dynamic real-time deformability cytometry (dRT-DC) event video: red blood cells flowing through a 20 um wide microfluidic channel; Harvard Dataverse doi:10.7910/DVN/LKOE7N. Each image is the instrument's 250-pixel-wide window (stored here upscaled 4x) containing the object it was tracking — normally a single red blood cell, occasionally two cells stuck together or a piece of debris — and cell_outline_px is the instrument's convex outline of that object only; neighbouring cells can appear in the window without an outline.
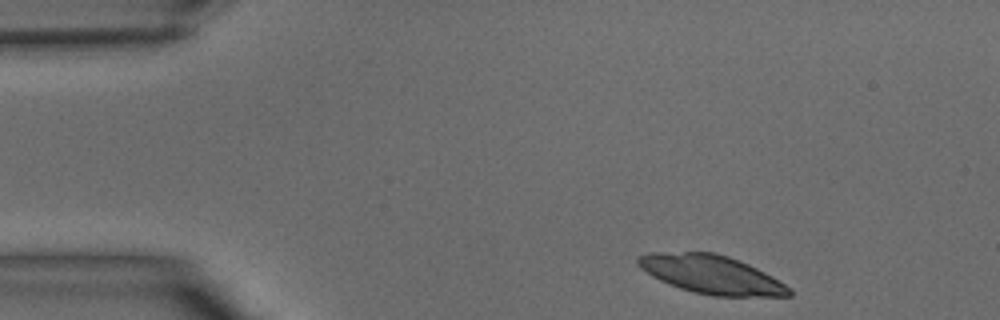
{"species": "common noctule bat (a hibernating species)", "species_latin": "Nyctalus noctula", "temperature_condition": "warm", "stored_images_in_passage": 35, "camera_frame_rate_fps": 3000, "um_per_image_px": 0.085, "animal": {"sex": "male", "body_mass_g": 15.6}, "frame": {"image": 1, "passage_image": 1, "time_ms": 0.0, "image_size_px": [1000, 320], "cell_outline_px": [[792, 296], [712, 296], [692, 292], [680, 288], [660, 280], [652, 276], [640, 268], [636, 264], [636, 256], [652, 252], [716, 252], [728, 256], [748, 264], [772, 276], [792, 288]], "centroid_in_image_um": [60.46, 23.33], "position_along_channel_um": 24.5, "area_um2": 34.04}}
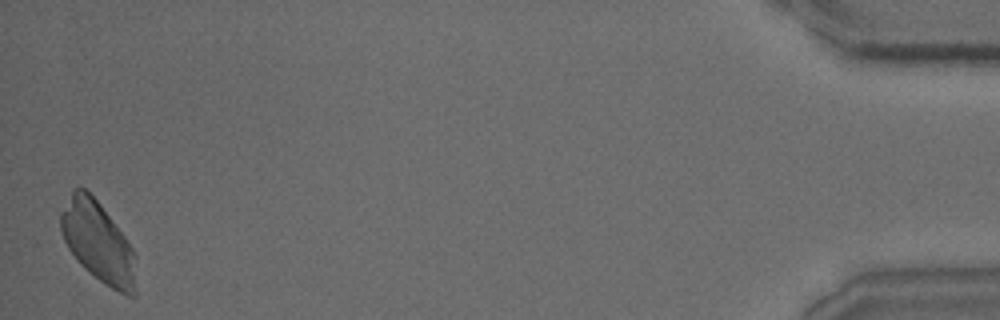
{"frame": {"image": 2, "passage_image": 35, "time_ms": 11.333, "image_size_px": [1000, 320], "cell_outline_px": [[136, 296], [128, 296], [112, 288], [100, 280], [84, 268], [80, 264], [68, 248], [64, 240], [60, 228], [60, 212], [72, 192], [76, 188], [84, 188], [100, 204], [124, 236], [132, 248], [136, 256]], "centroid_in_image_um": [8.35, 20.61], "position_along_channel_um": 426.9, "area_um2": 34.91}}